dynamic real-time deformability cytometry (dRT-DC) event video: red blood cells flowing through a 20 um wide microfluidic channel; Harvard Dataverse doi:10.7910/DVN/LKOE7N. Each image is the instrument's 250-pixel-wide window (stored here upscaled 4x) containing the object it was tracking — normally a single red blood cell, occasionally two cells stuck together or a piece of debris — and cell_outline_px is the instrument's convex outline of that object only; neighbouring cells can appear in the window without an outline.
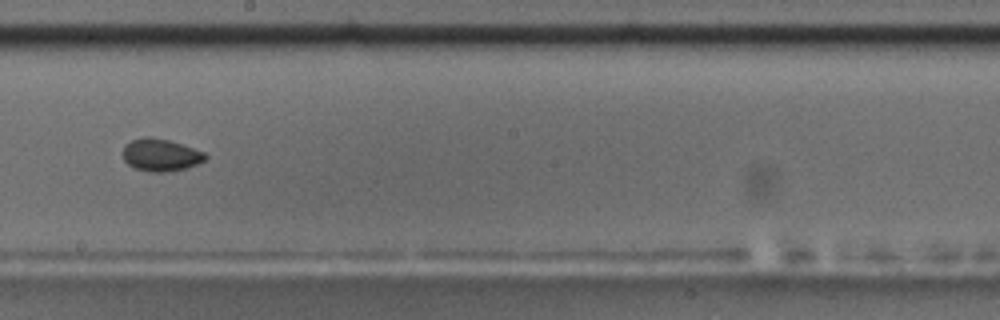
{"species": "common noctule bat (a hibernating species)", "species_latin": "Nyctalus noctula", "temperature_condition": "room temperature", "stored_images_in_passage": 55, "camera_frame_rate_fps": 3000, "um_per_image_px": 0.085, "animal": {"sex": "male", "body_mass_g": 17.5, "forearm_length_mm": 52.3}, "frame": {"image": 1, "passage_image": 32, "time_ms": 10.333, "image_size_px": [1000, 320], "cell_outline_px": [[208, 156], [204, 160], [196, 164], [184, 168], [164, 172], [152, 172], [136, 168], [128, 164], [124, 160], [124, 144], [132, 140], [144, 136], [148, 136], [168, 140], [204, 152]], "centroid_in_image_um": [13.64, 13.16], "position_along_channel_um": 234.6, "area_um2": 15.26}, "authors_computed_cell_mechanics": {"area_um2": 15.7794, "velocity_mm_per_s": 3.7255, "shape_relaxation_time_tau1_ms": null, "shape_relaxation_time_tau2_ms": 1.7426, "deformation_change_tau1": null, "deformation_change_tau2": 0.0429}}